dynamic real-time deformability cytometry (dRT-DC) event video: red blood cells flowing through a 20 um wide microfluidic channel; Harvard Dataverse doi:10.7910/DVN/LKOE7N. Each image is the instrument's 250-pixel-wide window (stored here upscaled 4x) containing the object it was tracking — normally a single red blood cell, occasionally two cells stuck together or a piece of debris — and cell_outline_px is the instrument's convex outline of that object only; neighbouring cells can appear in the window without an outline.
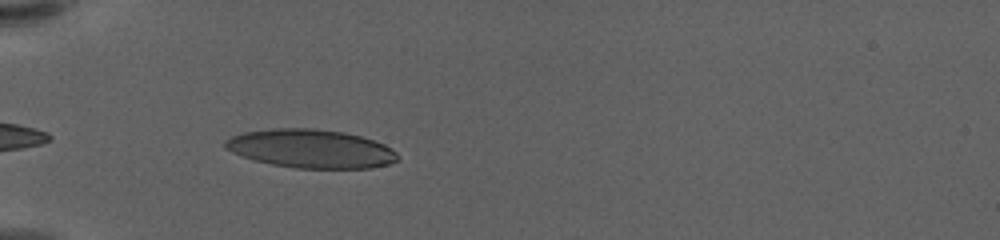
{"species": "human", "species_latin": "Homo sapiens", "temperature_condition": "warm", "stored_images_in_passage": 40, "camera_frame_rate_fps": 3000, "um_per_image_px": 0.085, "donor": {"sex": "female"}, "frame": {"image": 1, "passage_image": 3, "time_ms": 0.667, "image_size_px": [1000, 240], "cell_outline_px": [[396, 160], [384, 164], [360, 168], [308, 168], [280, 164], [260, 160], [248, 156], [240, 152], [228, 144], [236, 136], [252, 132], [336, 132], [356, 136], [380, 144], [388, 148], [396, 156]], "centroid_in_image_um": [26.61, 12.71], "position_along_channel_um": 58.4, "area_um2": 33.81}}
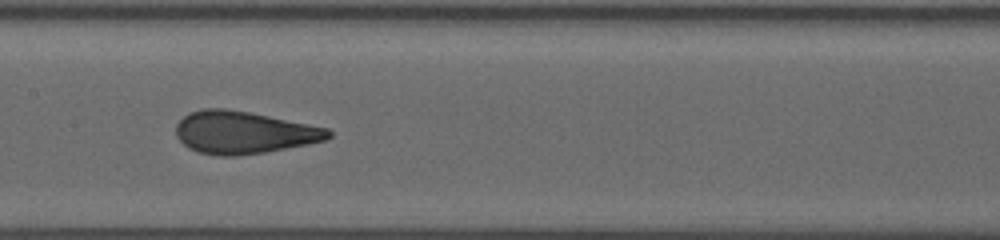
{"frame": {"image": 2, "passage_image": 15, "time_ms": 4.667, "image_size_px": [1000, 240], "cell_outline_px": [[328, 136], [320, 140], [300, 144], [256, 152], [204, 152], [192, 148], [180, 136], [180, 124], [188, 116], [196, 112], [240, 112], [324, 128], [328, 132]], "centroid_in_image_um": [20.77, 11.26], "position_along_channel_um": 186.6, "area_um2": 32.25}}
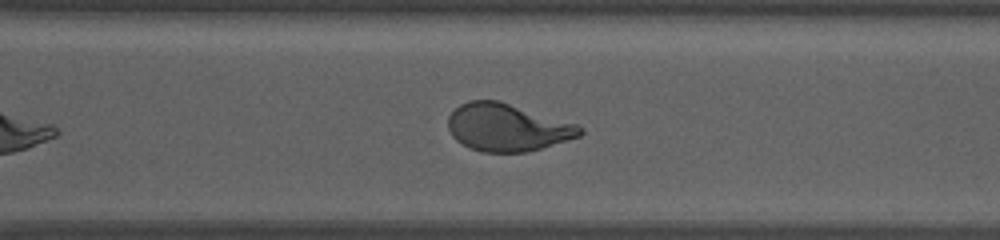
{"frame": {"image": 3, "passage_image": 27, "time_ms": 8.667, "image_size_px": [1000, 240], "cell_outline_px": [[580, 132], [576, 136], [536, 148], [520, 152], [488, 152], [472, 148], [464, 144], [452, 132], [448, 120], [452, 112], [456, 108], [464, 104], [476, 100], [492, 100], [580, 128]], "centroid_in_image_um": [42.97, 10.85], "position_along_channel_um": 327.6, "area_um2": 33.23}, "authors_computed_cell_mechanics": {"area_um2": 33.0038, "velocity_mm_per_s": 3.5401, "shape_relaxation_time_tau1_ms": 6.8316, "shape_relaxation_time_tau2_ms": null, "deformation_change_tau1": 0.2668, "deformation_change_tau2": null}}